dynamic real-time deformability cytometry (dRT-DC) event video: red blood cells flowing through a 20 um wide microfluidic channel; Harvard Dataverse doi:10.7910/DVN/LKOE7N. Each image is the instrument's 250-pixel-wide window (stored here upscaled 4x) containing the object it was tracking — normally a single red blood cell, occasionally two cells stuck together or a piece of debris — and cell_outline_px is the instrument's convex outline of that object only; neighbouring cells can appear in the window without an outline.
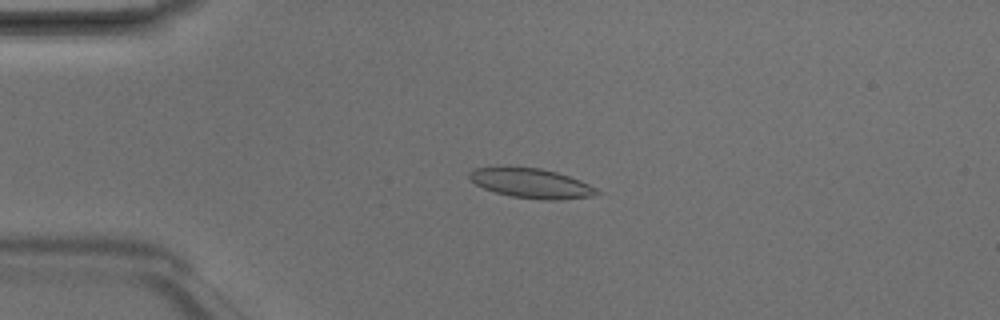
{"species": "Egyptian fruit bat (a non-hibernating species)", "species_latin": "Rousettus aegyptiacus", "temperature_condition": "room temperature", "stored_images_in_passage": 3, "camera_frame_rate_fps": 3000, "um_per_image_px": 0.085, "animal": {"sex": "male"}, "frame": {"image": 1, "passage_image": 2, "time_ms": 0.333, "image_size_px": [1000, 320], "cell_outline_px": [[604, 192], [592, 196], [560, 200], [544, 200], [512, 196], [496, 192], [484, 188], [476, 184], [468, 176], [468, 172], [472, 168], [540, 168], [556, 172], [580, 180]], "centroid_in_image_um": [45.21, 15.59], "position_along_channel_um": 39.8, "area_um2": 21.68}}